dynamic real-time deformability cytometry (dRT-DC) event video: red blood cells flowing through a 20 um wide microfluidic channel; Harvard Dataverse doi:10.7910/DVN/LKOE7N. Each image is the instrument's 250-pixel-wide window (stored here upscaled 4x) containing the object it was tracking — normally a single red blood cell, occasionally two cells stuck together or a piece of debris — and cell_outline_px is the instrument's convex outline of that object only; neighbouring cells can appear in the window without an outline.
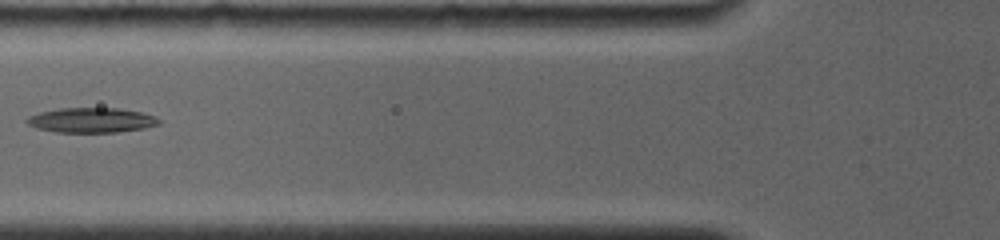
{"species": "common noctule bat (a hibernating species)", "species_latin": "Nyctalus noctula", "temperature_condition": "room temperature", "stored_images_in_passage": 15, "camera_frame_rate_fps": 4000, "um_per_image_px": 0.085, "animal": {"sex": "female", "body_mass_g": 19.0, "forearm_length_mm": 56.7}, "frame": {"image": 1, "passage_image": 4, "time_ms": 2.25, "image_size_px": [1000, 240], "cell_outline_px": [[160, 124], [144, 128], [116, 132], [56, 132], [36, 128], [28, 124], [24, 120], [28, 116], [40, 112], [60, 108], [120, 108], [140, 112], [156, 116], [160, 120]], "centroid_in_image_um": [7.76, 10.21], "position_along_channel_um": 118.0, "area_um2": 19.19}}
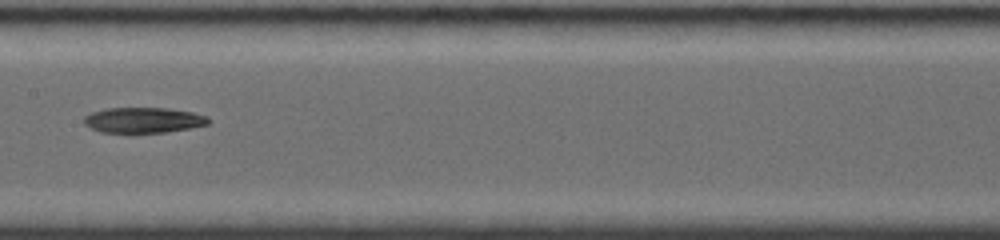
{"frame": {"image": 2, "passage_image": 7, "time_ms": 4.25, "image_size_px": [1000, 240], "cell_outline_px": [[212, 120], [208, 124], [168, 132], [100, 132], [84, 124], [84, 116], [92, 112], [108, 108], [168, 108], [192, 112], [208, 116]], "centroid_in_image_um": [12.21, 10.2], "position_along_channel_um": 195.2, "area_um2": 18.38}}
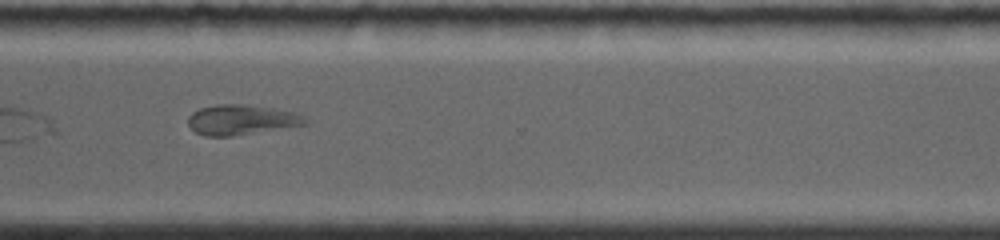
{"frame": {"image": 3, "passage_image": 12, "time_ms": 8.25, "image_size_px": [1000, 240], "cell_outline_px": [[308, 124], [232, 136], [204, 136], [196, 132], [188, 124], [188, 116], [192, 112], [200, 108], [216, 104], [240, 104], [272, 108], [292, 112], [304, 116], [308, 120]], "centroid_in_image_um": [20.49, 10.18], "position_along_channel_um": 350.1, "area_um2": 20.4}}